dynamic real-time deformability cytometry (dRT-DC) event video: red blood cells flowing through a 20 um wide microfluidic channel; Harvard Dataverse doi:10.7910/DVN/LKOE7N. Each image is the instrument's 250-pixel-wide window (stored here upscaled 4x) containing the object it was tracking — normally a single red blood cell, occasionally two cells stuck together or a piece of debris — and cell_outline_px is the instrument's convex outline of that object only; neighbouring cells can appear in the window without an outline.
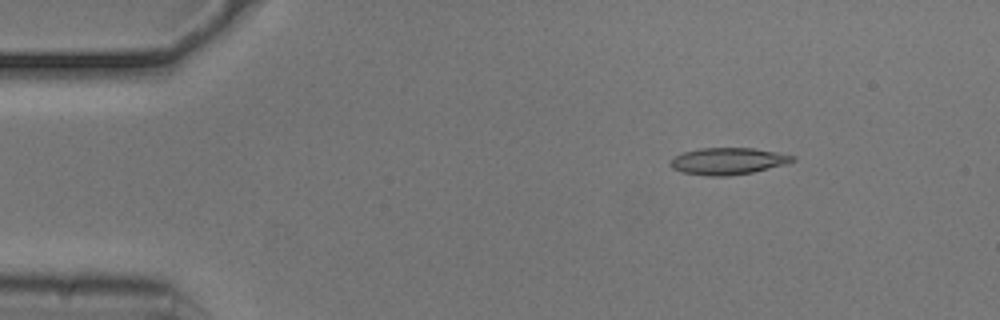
{"species": "common noctule bat (a hibernating species)", "species_latin": "Nyctalus noctula", "temperature_condition": "cold", "stored_images_in_passage": 54, "camera_frame_rate_fps": 3000, "um_per_image_px": 0.085, "animal": {"sex": "male", "body_mass_g": 20.5, "forearm_length_mm": 52.5}, "frame": {"image": 1, "passage_image": 8, "time_ms": 2.333, "image_size_px": [1000, 320], "cell_outline_px": [[796, 160], [784, 164], [752, 172], [728, 176], [708, 176], [684, 172], [672, 168], [668, 164], [676, 156], [684, 152], [700, 148], [752, 148], [776, 152], [796, 156]], "centroid_in_image_um": [61.88, 13.69], "position_along_channel_um": 23.1, "area_um2": 18.84}}
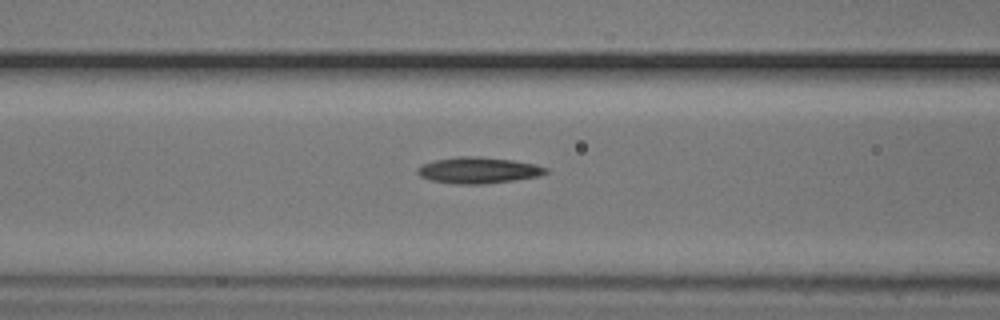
{"frame": {"image": 2, "passage_image": 22, "time_ms": 7.0, "image_size_px": [1000, 320], "cell_outline_px": [[548, 172], [540, 176], [484, 184], [456, 184], [432, 180], [420, 176], [416, 172], [416, 168], [420, 164], [436, 160], [456, 156], [480, 156], [512, 160], [536, 164], [548, 168]], "centroid_in_image_um": [40.64, 14.46], "position_along_channel_um": 126.0, "area_um2": 19.71}}
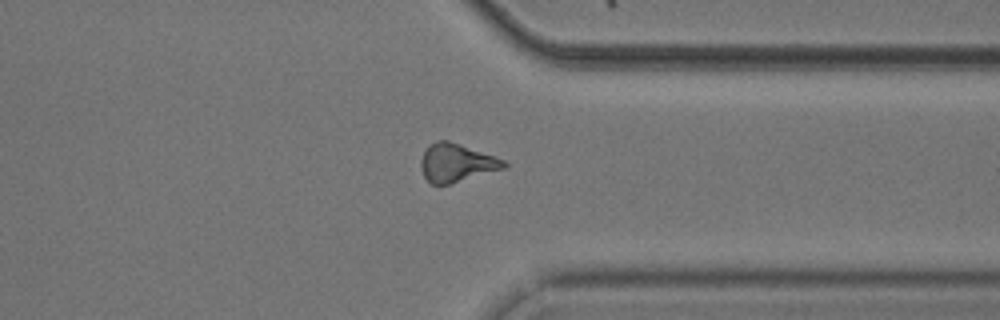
{"frame": {"image": 3, "passage_image": 42, "time_ms": 13.667, "image_size_px": [1000, 320], "cell_outline_px": [[508, 164], [504, 168], [448, 184], [432, 184], [424, 176], [420, 168], [420, 160], [428, 144], [436, 140], [448, 140], [460, 144], [504, 160]], "centroid_in_image_um": [38.75, 13.82], "position_along_channel_um": 372.7, "area_um2": 18.21}, "authors_computed_cell_mechanics": {"area_um2": 18.3804, "velocity_mm_per_s": 3.7266, "shape_relaxation_time_tau1_ms": 7.4434, "shape_relaxation_time_tau2_ms": null, "deformation_change_tau1": 0.1726, "deformation_change_tau2": null}}